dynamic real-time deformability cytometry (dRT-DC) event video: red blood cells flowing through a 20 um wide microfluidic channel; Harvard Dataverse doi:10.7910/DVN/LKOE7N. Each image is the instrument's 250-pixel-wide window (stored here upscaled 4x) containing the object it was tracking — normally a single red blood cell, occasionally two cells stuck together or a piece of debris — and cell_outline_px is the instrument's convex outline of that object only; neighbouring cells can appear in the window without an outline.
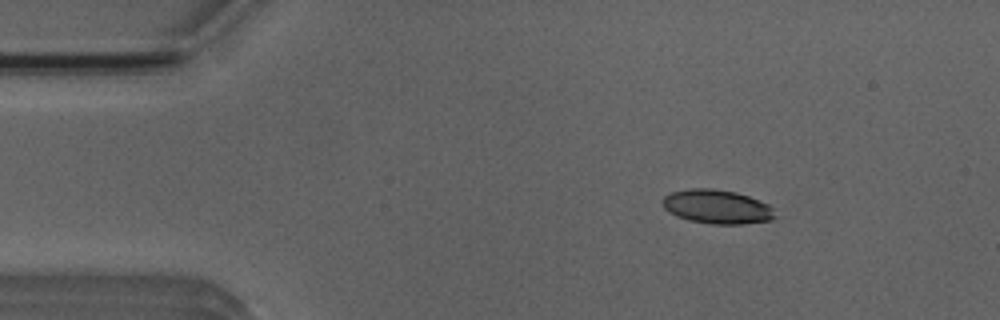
{"species": "Egyptian fruit bat (a non-hibernating species)", "species_latin": "Rousettus aegyptiacus", "temperature_condition": "room temperature", "stored_images_in_passage": 6, "camera_frame_rate_fps": 3000, "um_per_image_px": 0.085, "animal": {"sex": "male"}, "frame": {"image": 1, "passage_image": 3, "time_ms": 2.333, "image_size_px": [1000, 320], "cell_outline_px": [[776, 216], [772, 220], [740, 224], [712, 224], [688, 220], [664, 208], [660, 200], [664, 196], [672, 192], [692, 188], [712, 188], [736, 192], [748, 196], [768, 204], [772, 208]], "centroid_in_image_um": [60.95, 17.56], "position_along_channel_um": 24.1, "area_um2": 22.14}}